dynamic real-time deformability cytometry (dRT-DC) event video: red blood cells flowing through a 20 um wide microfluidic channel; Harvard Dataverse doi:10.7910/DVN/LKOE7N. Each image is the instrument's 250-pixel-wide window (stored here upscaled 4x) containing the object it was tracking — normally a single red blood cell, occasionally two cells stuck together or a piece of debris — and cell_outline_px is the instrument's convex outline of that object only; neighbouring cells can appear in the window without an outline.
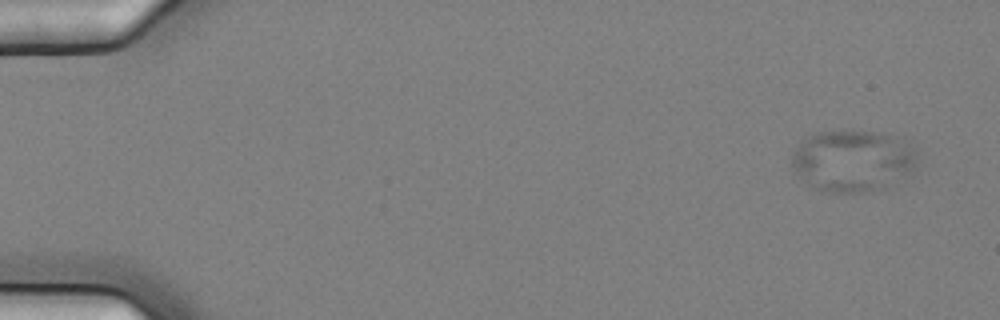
{"species": "common noctule bat (a hibernating species)", "species_latin": "Nyctalus noctula", "temperature_condition": "cold", "stored_images_in_passage": 5, "camera_frame_rate_fps": 3000, "um_per_image_px": 0.085, "animal": {"sex": "female", "body_mass_g": 25.1}, "frame": {"image": 1, "passage_image": 1, "time_ms": 0.0, "image_size_px": [1000, 320], "cell_outline_px": [[916, 164], [908, 172], [864, 192], [820, 192], [812, 188], [792, 168], [792, 152], [800, 140], [816, 132], [832, 128], [892, 132], [904, 136], [912, 140], [916, 148]], "centroid_in_image_um": [72.45, 13.53], "position_along_channel_um": 12.6, "area_um2": 46.01}}
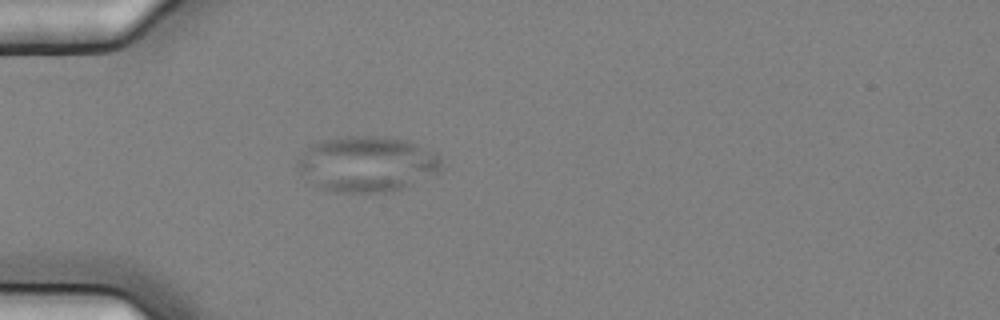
{"frame": {"image": 2, "passage_image": 4, "time_ms": 1.0, "image_size_px": [1000, 320], "cell_outline_px": [[444, 168], [440, 172], [412, 184], [400, 188], [384, 192], [336, 192], [316, 188], [304, 184], [300, 176], [296, 164], [296, 160], [308, 144], [316, 140], [340, 136], [380, 136], [408, 140], [436, 152], [440, 156]], "centroid_in_image_um": [31.1, 13.93], "position_along_channel_um": 53.9, "area_um2": 48.09}}